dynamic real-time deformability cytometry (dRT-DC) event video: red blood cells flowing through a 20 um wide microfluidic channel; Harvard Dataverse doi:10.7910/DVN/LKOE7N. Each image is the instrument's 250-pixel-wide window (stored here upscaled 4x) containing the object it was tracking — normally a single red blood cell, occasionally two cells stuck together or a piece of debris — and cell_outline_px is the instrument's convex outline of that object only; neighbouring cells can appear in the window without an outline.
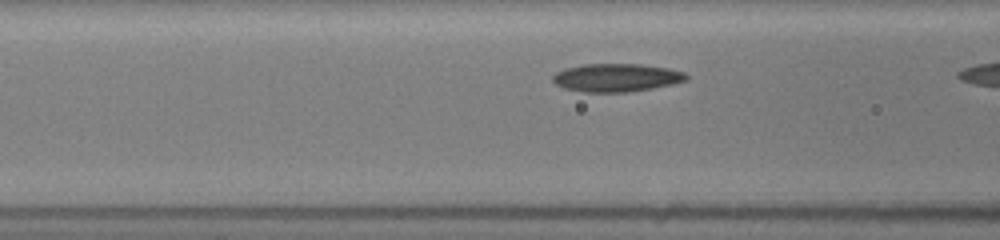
{"species": "common noctule bat (a hibernating species)", "species_latin": "Nyctalus noctula", "temperature_condition": "room temperature", "stored_images_in_passage": 7, "camera_frame_rate_fps": 3000, "um_per_image_px": 0.085, "animal": {"sex": "female", "body_mass_g": 19.5, "forearm_length_mm": 54.1}, "frame": {"image": 1, "passage_image": 6, "time_ms": 1.667, "image_size_px": [1000, 240], "cell_outline_px": [[688, 80], [672, 84], [652, 88], [628, 92], [584, 92], [564, 88], [556, 84], [552, 80], [552, 76], [556, 72], [564, 68], [584, 64], [640, 64], [668, 68], [684, 72], [688, 76]], "centroid_in_image_um": [52.38, 6.6], "position_along_channel_um": 114.2, "area_um2": 21.91}}